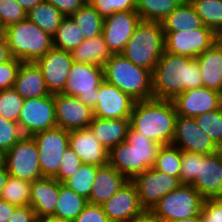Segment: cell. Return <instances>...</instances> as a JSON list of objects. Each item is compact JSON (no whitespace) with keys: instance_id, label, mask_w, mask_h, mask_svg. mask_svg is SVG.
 Listing matches in <instances>:
<instances>
[{"instance_id":"cell-1","label":"cell","mask_w":222,"mask_h":222,"mask_svg":"<svg viewBox=\"0 0 222 222\" xmlns=\"http://www.w3.org/2000/svg\"><path fill=\"white\" fill-rule=\"evenodd\" d=\"M199 87L202 77L197 60L164 51L152 71L153 98L173 100L178 94Z\"/></svg>"},{"instance_id":"cell-2","label":"cell","mask_w":222,"mask_h":222,"mask_svg":"<svg viewBox=\"0 0 222 222\" xmlns=\"http://www.w3.org/2000/svg\"><path fill=\"white\" fill-rule=\"evenodd\" d=\"M176 109L172 100L151 98L136 101L130 115V126L160 145L173 141Z\"/></svg>"},{"instance_id":"cell-3","label":"cell","mask_w":222,"mask_h":222,"mask_svg":"<svg viewBox=\"0 0 222 222\" xmlns=\"http://www.w3.org/2000/svg\"><path fill=\"white\" fill-rule=\"evenodd\" d=\"M161 146L129 126L126 141L109 150L108 164L131 180L154 166Z\"/></svg>"},{"instance_id":"cell-4","label":"cell","mask_w":222,"mask_h":222,"mask_svg":"<svg viewBox=\"0 0 222 222\" xmlns=\"http://www.w3.org/2000/svg\"><path fill=\"white\" fill-rule=\"evenodd\" d=\"M103 69L104 80L135 101L153 98L152 72L136 66L121 53L112 54Z\"/></svg>"},{"instance_id":"cell-5","label":"cell","mask_w":222,"mask_h":222,"mask_svg":"<svg viewBox=\"0 0 222 222\" xmlns=\"http://www.w3.org/2000/svg\"><path fill=\"white\" fill-rule=\"evenodd\" d=\"M164 40L161 22L141 20L121 54L152 72L164 52Z\"/></svg>"},{"instance_id":"cell-6","label":"cell","mask_w":222,"mask_h":222,"mask_svg":"<svg viewBox=\"0 0 222 222\" xmlns=\"http://www.w3.org/2000/svg\"><path fill=\"white\" fill-rule=\"evenodd\" d=\"M10 53L22 62H35L53 48V38L29 19L4 29Z\"/></svg>"},{"instance_id":"cell-7","label":"cell","mask_w":222,"mask_h":222,"mask_svg":"<svg viewBox=\"0 0 222 222\" xmlns=\"http://www.w3.org/2000/svg\"><path fill=\"white\" fill-rule=\"evenodd\" d=\"M204 200L192 185L182 184L161 198L152 211L163 222H173L200 214Z\"/></svg>"},{"instance_id":"cell-8","label":"cell","mask_w":222,"mask_h":222,"mask_svg":"<svg viewBox=\"0 0 222 222\" xmlns=\"http://www.w3.org/2000/svg\"><path fill=\"white\" fill-rule=\"evenodd\" d=\"M104 81L103 67L73 62L62 94L78 97L94 109L98 103V89Z\"/></svg>"},{"instance_id":"cell-9","label":"cell","mask_w":222,"mask_h":222,"mask_svg":"<svg viewBox=\"0 0 222 222\" xmlns=\"http://www.w3.org/2000/svg\"><path fill=\"white\" fill-rule=\"evenodd\" d=\"M5 167L9 176L33 182L42 178L39 153L32 136L24 135L6 152Z\"/></svg>"},{"instance_id":"cell-10","label":"cell","mask_w":222,"mask_h":222,"mask_svg":"<svg viewBox=\"0 0 222 222\" xmlns=\"http://www.w3.org/2000/svg\"><path fill=\"white\" fill-rule=\"evenodd\" d=\"M39 153L43 177H54L60 168L63 153L69 147V131L54 127L32 135Z\"/></svg>"},{"instance_id":"cell-11","label":"cell","mask_w":222,"mask_h":222,"mask_svg":"<svg viewBox=\"0 0 222 222\" xmlns=\"http://www.w3.org/2000/svg\"><path fill=\"white\" fill-rule=\"evenodd\" d=\"M131 181L145 210H152L161 198L182 185L178 177L167 175L153 167L137 174Z\"/></svg>"},{"instance_id":"cell-12","label":"cell","mask_w":222,"mask_h":222,"mask_svg":"<svg viewBox=\"0 0 222 222\" xmlns=\"http://www.w3.org/2000/svg\"><path fill=\"white\" fill-rule=\"evenodd\" d=\"M18 124L23 134L29 136L57 127L54 94L24 99Z\"/></svg>"},{"instance_id":"cell-13","label":"cell","mask_w":222,"mask_h":222,"mask_svg":"<svg viewBox=\"0 0 222 222\" xmlns=\"http://www.w3.org/2000/svg\"><path fill=\"white\" fill-rule=\"evenodd\" d=\"M164 51L196 58L216 42L215 32L205 25L199 29L164 32Z\"/></svg>"},{"instance_id":"cell-14","label":"cell","mask_w":222,"mask_h":222,"mask_svg":"<svg viewBox=\"0 0 222 222\" xmlns=\"http://www.w3.org/2000/svg\"><path fill=\"white\" fill-rule=\"evenodd\" d=\"M172 145L181 151L212 154L220 148L197 125L195 118L177 115Z\"/></svg>"},{"instance_id":"cell-15","label":"cell","mask_w":222,"mask_h":222,"mask_svg":"<svg viewBox=\"0 0 222 222\" xmlns=\"http://www.w3.org/2000/svg\"><path fill=\"white\" fill-rule=\"evenodd\" d=\"M141 21L136 10L115 12L104 18L102 34L112 54H119Z\"/></svg>"},{"instance_id":"cell-16","label":"cell","mask_w":222,"mask_h":222,"mask_svg":"<svg viewBox=\"0 0 222 222\" xmlns=\"http://www.w3.org/2000/svg\"><path fill=\"white\" fill-rule=\"evenodd\" d=\"M35 63L41 69L49 93H62L73 63L71 52L52 48Z\"/></svg>"},{"instance_id":"cell-17","label":"cell","mask_w":222,"mask_h":222,"mask_svg":"<svg viewBox=\"0 0 222 222\" xmlns=\"http://www.w3.org/2000/svg\"><path fill=\"white\" fill-rule=\"evenodd\" d=\"M54 106L57 127L64 130L87 128L93 121V109L78 97L56 93L54 94Z\"/></svg>"},{"instance_id":"cell-18","label":"cell","mask_w":222,"mask_h":222,"mask_svg":"<svg viewBox=\"0 0 222 222\" xmlns=\"http://www.w3.org/2000/svg\"><path fill=\"white\" fill-rule=\"evenodd\" d=\"M177 115L198 116L222 106V93L217 90L199 87L178 94L173 100Z\"/></svg>"},{"instance_id":"cell-19","label":"cell","mask_w":222,"mask_h":222,"mask_svg":"<svg viewBox=\"0 0 222 222\" xmlns=\"http://www.w3.org/2000/svg\"><path fill=\"white\" fill-rule=\"evenodd\" d=\"M98 93V103L93 109L94 117L105 119L130 118L136 101L128 94L105 80L100 84Z\"/></svg>"},{"instance_id":"cell-20","label":"cell","mask_w":222,"mask_h":222,"mask_svg":"<svg viewBox=\"0 0 222 222\" xmlns=\"http://www.w3.org/2000/svg\"><path fill=\"white\" fill-rule=\"evenodd\" d=\"M204 199L222 197V153L200 154L198 175L190 184Z\"/></svg>"},{"instance_id":"cell-21","label":"cell","mask_w":222,"mask_h":222,"mask_svg":"<svg viewBox=\"0 0 222 222\" xmlns=\"http://www.w3.org/2000/svg\"><path fill=\"white\" fill-rule=\"evenodd\" d=\"M101 206L111 222H130L145 210L140 204L136 187L131 180H128Z\"/></svg>"},{"instance_id":"cell-22","label":"cell","mask_w":222,"mask_h":222,"mask_svg":"<svg viewBox=\"0 0 222 222\" xmlns=\"http://www.w3.org/2000/svg\"><path fill=\"white\" fill-rule=\"evenodd\" d=\"M69 147L83 164L98 167L108 164L109 151L100 143L89 127L69 131Z\"/></svg>"},{"instance_id":"cell-23","label":"cell","mask_w":222,"mask_h":222,"mask_svg":"<svg viewBox=\"0 0 222 222\" xmlns=\"http://www.w3.org/2000/svg\"><path fill=\"white\" fill-rule=\"evenodd\" d=\"M61 184L54 177H42L31 182L30 206L38 220L54 214Z\"/></svg>"},{"instance_id":"cell-24","label":"cell","mask_w":222,"mask_h":222,"mask_svg":"<svg viewBox=\"0 0 222 222\" xmlns=\"http://www.w3.org/2000/svg\"><path fill=\"white\" fill-rule=\"evenodd\" d=\"M128 179L114 167L107 164L97 170L94 185L89 195L88 203L102 205L109 200Z\"/></svg>"},{"instance_id":"cell-25","label":"cell","mask_w":222,"mask_h":222,"mask_svg":"<svg viewBox=\"0 0 222 222\" xmlns=\"http://www.w3.org/2000/svg\"><path fill=\"white\" fill-rule=\"evenodd\" d=\"M23 99L49 95L41 69L35 62H21L13 87Z\"/></svg>"},{"instance_id":"cell-26","label":"cell","mask_w":222,"mask_h":222,"mask_svg":"<svg viewBox=\"0 0 222 222\" xmlns=\"http://www.w3.org/2000/svg\"><path fill=\"white\" fill-rule=\"evenodd\" d=\"M195 59L200 68L202 86L222 93V47L215 42Z\"/></svg>"},{"instance_id":"cell-27","label":"cell","mask_w":222,"mask_h":222,"mask_svg":"<svg viewBox=\"0 0 222 222\" xmlns=\"http://www.w3.org/2000/svg\"><path fill=\"white\" fill-rule=\"evenodd\" d=\"M130 119H105L94 117L89 128L100 143L109 151L111 148L126 141Z\"/></svg>"},{"instance_id":"cell-28","label":"cell","mask_w":222,"mask_h":222,"mask_svg":"<svg viewBox=\"0 0 222 222\" xmlns=\"http://www.w3.org/2000/svg\"><path fill=\"white\" fill-rule=\"evenodd\" d=\"M164 32H181L199 29L204 26L189 0H184L161 22Z\"/></svg>"},{"instance_id":"cell-29","label":"cell","mask_w":222,"mask_h":222,"mask_svg":"<svg viewBox=\"0 0 222 222\" xmlns=\"http://www.w3.org/2000/svg\"><path fill=\"white\" fill-rule=\"evenodd\" d=\"M73 62L94 64L104 67L105 62L112 56L107 47L103 34L85 39L77 48L71 51Z\"/></svg>"},{"instance_id":"cell-30","label":"cell","mask_w":222,"mask_h":222,"mask_svg":"<svg viewBox=\"0 0 222 222\" xmlns=\"http://www.w3.org/2000/svg\"><path fill=\"white\" fill-rule=\"evenodd\" d=\"M87 204L88 200L85 197L62 183L59 186V196L52 216L74 221Z\"/></svg>"},{"instance_id":"cell-31","label":"cell","mask_w":222,"mask_h":222,"mask_svg":"<svg viewBox=\"0 0 222 222\" xmlns=\"http://www.w3.org/2000/svg\"><path fill=\"white\" fill-rule=\"evenodd\" d=\"M64 16L53 5L43 1L27 12V19L53 36Z\"/></svg>"},{"instance_id":"cell-32","label":"cell","mask_w":222,"mask_h":222,"mask_svg":"<svg viewBox=\"0 0 222 222\" xmlns=\"http://www.w3.org/2000/svg\"><path fill=\"white\" fill-rule=\"evenodd\" d=\"M70 18L79 26L85 39L102 34L104 18L88 1Z\"/></svg>"},{"instance_id":"cell-33","label":"cell","mask_w":222,"mask_h":222,"mask_svg":"<svg viewBox=\"0 0 222 222\" xmlns=\"http://www.w3.org/2000/svg\"><path fill=\"white\" fill-rule=\"evenodd\" d=\"M53 38V48L71 52L84 40L79 26L70 17H64Z\"/></svg>"},{"instance_id":"cell-34","label":"cell","mask_w":222,"mask_h":222,"mask_svg":"<svg viewBox=\"0 0 222 222\" xmlns=\"http://www.w3.org/2000/svg\"><path fill=\"white\" fill-rule=\"evenodd\" d=\"M184 0H136L141 20L162 22Z\"/></svg>"},{"instance_id":"cell-35","label":"cell","mask_w":222,"mask_h":222,"mask_svg":"<svg viewBox=\"0 0 222 222\" xmlns=\"http://www.w3.org/2000/svg\"><path fill=\"white\" fill-rule=\"evenodd\" d=\"M31 182L9 176L1 190L0 199L16 206L30 205Z\"/></svg>"},{"instance_id":"cell-36","label":"cell","mask_w":222,"mask_h":222,"mask_svg":"<svg viewBox=\"0 0 222 222\" xmlns=\"http://www.w3.org/2000/svg\"><path fill=\"white\" fill-rule=\"evenodd\" d=\"M206 27L215 33L222 27V0H189Z\"/></svg>"},{"instance_id":"cell-37","label":"cell","mask_w":222,"mask_h":222,"mask_svg":"<svg viewBox=\"0 0 222 222\" xmlns=\"http://www.w3.org/2000/svg\"><path fill=\"white\" fill-rule=\"evenodd\" d=\"M153 168L180 179L181 150L172 144L162 145L158 150Z\"/></svg>"},{"instance_id":"cell-38","label":"cell","mask_w":222,"mask_h":222,"mask_svg":"<svg viewBox=\"0 0 222 222\" xmlns=\"http://www.w3.org/2000/svg\"><path fill=\"white\" fill-rule=\"evenodd\" d=\"M98 166L82 164L79 170L63 184L75 191L77 194L89 198L97 175Z\"/></svg>"},{"instance_id":"cell-39","label":"cell","mask_w":222,"mask_h":222,"mask_svg":"<svg viewBox=\"0 0 222 222\" xmlns=\"http://www.w3.org/2000/svg\"><path fill=\"white\" fill-rule=\"evenodd\" d=\"M194 118L201 130L220 148L222 146V106Z\"/></svg>"},{"instance_id":"cell-40","label":"cell","mask_w":222,"mask_h":222,"mask_svg":"<svg viewBox=\"0 0 222 222\" xmlns=\"http://www.w3.org/2000/svg\"><path fill=\"white\" fill-rule=\"evenodd\" d=\"M24 99L14 88L0 91V115L6 120L18 123Z\"/></svg>"},{"instance_id":"cell-41","label":"cell","mask_w":222,"mask_h":222,"mask_svg":"<svg viewBox=\"0 0 222 222\" xmlns=\"http://www.w3.org/2000/svg\"><path fill=\"white\" fill-rule=\"evenodd\" d=\"M27 18V12L16 0H0V25L3 29Z\"/></svg>"},{"instance_id":"cell-42","label":"cell","mask_w":222,"mask_h":222,"mask_svg":"<svg viewBox=\"0 0 222 222\" xmlns=\"http://www.w3.org/2000/svg\"><path fill=\"white\" fill-rule=\"evenodd\" d=\"M94 9L106 18L115 12L136 10V0H87Z\"/></svg>"},{"instance_id":"cell-43","label":"cell","mask_w":222,"mask_h":222,"mask_svg":"<svg viewBox=\"0 0 222 222\" xmlns=\"http://www.w3.org/2000/svg\"><path fill=\"white\" fill-rule=\"evenodd\" d=\"M23 136L18 123L6 120L0 115V149L7 152Z\"/></svg>"},{"instance_id":"cell-44","label":"cell","mask_w":222,"mask_h":222,"mask_svg":"<svg viewBox=\"0 0 222 222\" xmlns=\"http://www.w3.org/2000/svg\"><path fill=\"white\" fill-rule=\"evenodd\" d=\"M200 154L181 151V171L180 182L181 184L190 185L198 175Z\"/></svg>"},{"instance_id":"cell-45","label":"cell","mask_w":222,"mask_h":222,"mask_svg":"<svg viewBox=\"0 0 222 222\" xmlns=\"http://www.w3.org/2000/svg\"><path fill=\"white\" fill-rule=\"evenodd\" d=\"M82 164L81 159L68 147L62 155L60 168L54 178L60 183H64L79 170Z\"/></svg>"},{"instance_id":"cell-46","label":"cell","mask_w":222,"mask_h":222,"mask_svg":"<svg viewBox=\"0 0 222 222\" xmlns=\"http://www.w3.org/2000/svg\"><path fill=\"white\" fill-rule=\"evenodd\" d=\"M21 62L12 57L9 61L0 63V91L14 87Z\"/></svg>"},{"instance_id":"cell-47","label":"cell","mask_w":222,"mask_h":222,"mask_svg":"<svg viewBox=\"0 0 222 222\" xmlns=\"http://www.w3.org/2000/svg\"><path fill=\"white\" fill-rule=\"evenodd\" d=\"M200 215L203 222H222V199H205Z\"/></svg>"},{"instance_id":"cell-48","label":"cell","mask_w":222,"mask_h":222,"mask_svg":"<svg viewBox=\"0 0 222 222\" xmlns=\"http://www.w3.org/2000/svg\"><path fill=\"white\" fill-rule=\"evenodd\" d=\"M74 222H111L101 205L88 203Z\"/></svg>"},{"instance_id":"cell-49","label":"cell","mask_w":222,"mask_h":222,"mask_svg":"<svg viewBox=\"0 0 222 222\" xmlns=\"http://www.w3.org/2000/svg\"><path fill=\"white\" fill-rule=\"evenodd\" d=\"M57 8L64 17H70L76 13L87 0H44Z\"/></svg>"},{"instance_id":"cell-50","label":"cell","mask_w":222,"mask_h":222,"mask_svg":"<svg viewBox=\"0 0 222 222\" xmlns=\"http://www.w3.org/2000/svg\"><path fill=\"white\" fill-rule=\"evenodd\" d=\"M35 211L30 205L16 206L8 222H38Z\"/></svg>"},{"instance_id":"cell-51","label":"cell","mask_w":222,"mask_h":222,"mask_svg":"<svg viewBox=\"0 0 222 222\" xmlns=\"http://www.w3.org/2000/svg\"><path fill=\"white\" fill-rule=\"evenodd\" d=\"M16 205L0 199V222H8Z\"/></svg>"},{"instance_id":"cell-52","label":"cell","mask_w":222,"mask_h":222,"mask_svg":"<svg viewBox=\"0 0 222 222\" xmlns=\"http://www.w3.org/2000/svg\"><path fill=\"white\" fill-rule=\"evenodd\" d=\"M130 222H163L152 210H144Z\"/></svg>"},{"instance_id":"cell-53","label":"cell","mask_w":222,"mask_h":222,"mask_svg":"<svg viewBox=\"0 0 222 222\" xmlns=\"http://www.w3.org/2000/svg\"><path fill=\"white\" fill-rule=\"evenodd\" d=\"M12 58L6 38H0V63L9 61Z\"/></svg>"},{"instance_id":"cell-54","label":"cell","mask_w":222,"mask_h":222,"mask_svg":"<svg viewBox=\"0 0 222 222\" xmlns=\"http://www.w3.org/2000/svg\"><path fill=\"white\" fill-rule=\"evenodd\" d=\"M19 5L28 12L30 9L35 7L37 4L42 3L44 0H16Z\"/></svg>"},{"instance_id":"cell-55","label":"cell","mask_w":222,"mask_h":222,"mask_svg":"<svg viewBox=\"0 0 222 222\" xmlns=\"http://www.w3.org/2000/svg\"><path fill=\"white\" fill-rule=\"evenodd\" d=\"M8 177L9 174L6 170V167L0 168V193L3 187L5 186Z\"/></svg>"},{"instance_id":"cell-56","label":"cell","mask_w":222,"mask_h":222,"mask_svg":"<svg viewBox=\"0 0 222 222\" xmlns=\"http://www.w3.org/2000/svg\"><path fill=\"white\" fill-rule=\"evenodd\" d=\"M38 222H74L68 219L58 218L55 216H50L39 220Z\"/></svg>"},{"instance_id":"cell-57","label":"cell","mask_w":222,"mask_h":222,"mask_svg":"<svg viewBox=\"0 0 222 222\" xmlns=\"http://www.w3.org/2000/svg\"><path fill=\"white\" fill-rule=\"evenodd\" d=\"M173 222H203V221H202L201 215L198 214V215L193 216V217H189V218H186V219H180V220H176V221H173Z\"/></svg>"},{"instance_id":"cell-58","label":"cell","mask_w":222,"mask_h":222,"mask_svg":"<svg viewBox=\"0 0 222 222\" xmlns=\"http://www.w3.org/2000/svg\"><path fill=\"white\" fill-rule=\"evenodd\" d=\"M6 152L0 149V168L5 167Z\"/></svg>"},{"instance_id":"cell-59","label":"cell","mask_w":222,"mask_h":222,"mask_svg":"<svg viewBox=\"0 0 222 222\" xmlns=\"http://www.w3.org/2000/svg\"><path fill=\"white\" fill-rule=\"evenodd\" d=\"M216 42L222 47V27L215 33Z\"/></svg>"},{"instance_id":"cell-60","label":"cell","mask_w":222,"mask_h":222,"mask_svg":"<svg viewBox=\"0 0 222 222\" xmlns=\"http://www.w3.org/2000/svg\"><path fill=\"white\" fill-rule=\"evenodd\" d=\"M4 36V29L0 25V38Z\"/></svg>"}]
</instances>
